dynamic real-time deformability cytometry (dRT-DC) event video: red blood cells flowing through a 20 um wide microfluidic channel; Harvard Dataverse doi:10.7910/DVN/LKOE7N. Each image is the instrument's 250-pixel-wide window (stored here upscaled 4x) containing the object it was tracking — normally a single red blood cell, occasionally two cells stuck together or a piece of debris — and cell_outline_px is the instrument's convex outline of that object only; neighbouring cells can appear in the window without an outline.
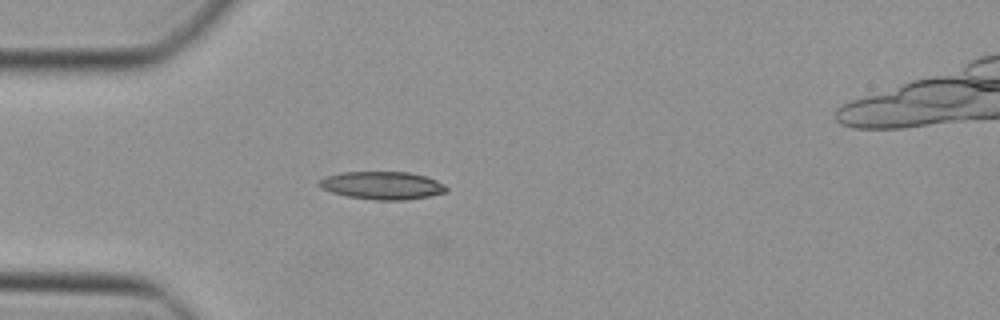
{"species": "Egyptian fruit bat (a non-hibernating species)", "species_latin": "Rousettus aegyptiacus", "temperature_condition": "cold", "stored_images_in_passage": 8, "camera_frame_rate_fps": 3000, "um_per_image_px": 0.085, "animal": {"sex": "female"}, "frame": {"image": 1, "passage_image": 6, "time_ms": 1.667, "image_size_px": [1000, 320], "cell_outline_px": [[448, 192], [428, 196], [404, 200], [376, 200], [348, 196], [332, 192], [320, 188], [316, 184], [324, 176], [340, 172], [408, 172], [424, 176], [436, 180], [444, 184], [448, 188]], "centroid_in_image_um": [32.47, 15.76], "position_along_channel_um": 52.5, "area_um2": 20.69}}